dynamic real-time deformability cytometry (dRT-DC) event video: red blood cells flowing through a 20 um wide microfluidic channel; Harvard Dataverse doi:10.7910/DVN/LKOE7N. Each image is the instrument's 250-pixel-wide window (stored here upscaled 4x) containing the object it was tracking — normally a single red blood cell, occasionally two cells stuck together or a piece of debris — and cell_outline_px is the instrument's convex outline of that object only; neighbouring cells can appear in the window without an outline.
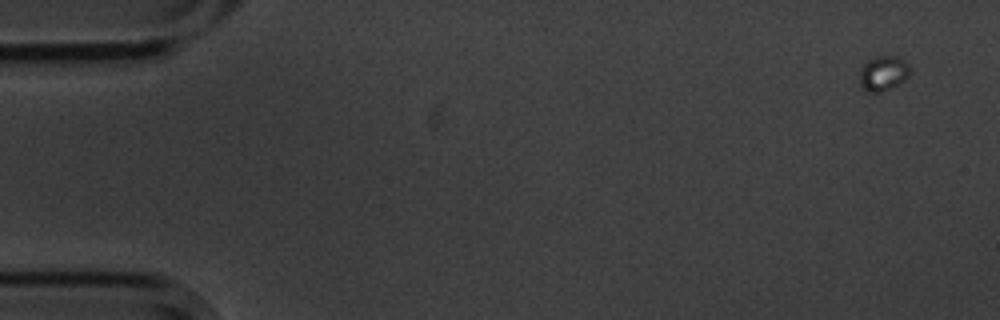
{"species": "common noctule bat (a hibernating species)", "species_latin": "Nyctalus noctula", "temperature_condition": "cold", "stored_images_in_passage": 6, "camera_frame_rate_fps": 3000, "um_per_image_px": 0.085, "animal": {"sex": "male", "body_mass_g": 20.1, "forearm_length_mm": 53.5}, "frame": {"image": 1, "passage_image": 1, "time_ms": 0.0, "image_size_px": [1000, 320], "cell_outline_px": [[912, 72], [904, 80], [888, 88], [876, 92], [864, 92], [860, 84], [860, 68], [868, 60], [876, 56], [896, 56], [904, 60], [908, 64]], "centroid_in_image_um": [75.06, 6.21], "position_along_channel_um": 9.9, "area_um2": 10.17}}